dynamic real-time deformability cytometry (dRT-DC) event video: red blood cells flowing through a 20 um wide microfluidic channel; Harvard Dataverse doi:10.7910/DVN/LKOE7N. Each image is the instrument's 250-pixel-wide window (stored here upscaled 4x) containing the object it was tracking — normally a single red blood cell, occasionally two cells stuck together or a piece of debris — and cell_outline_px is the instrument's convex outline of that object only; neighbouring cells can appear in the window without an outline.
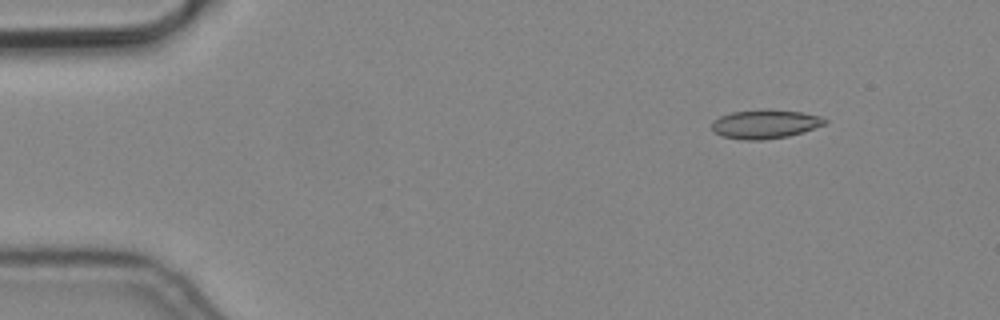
{"species": "common noctule bat (a hibernating species)", "species_latin": "Nyctalus noctula", "temperature_condition": "cold", "stored_images_in_passage": 6, "camera_frame_rate_fps": 3000, "um_per_image_px": 0.085, "animal": {"sex": "male", "body_mass_g": 19.2, "forearm_length_mm": 51.8}, "frame": {"image": 1, "passage_image": 2, "time_ms": 0.333, "image_size_px": [1000, 320], "cell_outline_px": [[828, 120], [824, 124], [788, 136], [764, 140], [744, 140], [724, 136], [716, 132], [712, 128], [712, 120], [720, 116], [732, 112], [764, 108], [768, 108], [804, 112], [820, 116]], "centroid_in_image_um": [65.02, 10.52], "position_along_channel_um": 20.0, "area_um2": 19.07}}
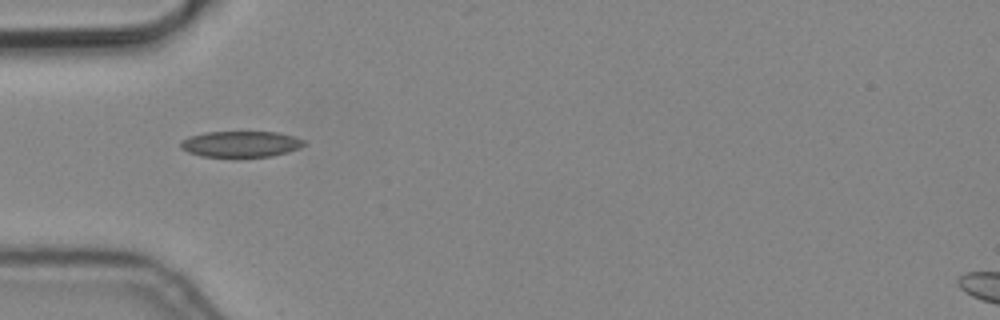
{"frame": {"image": 2, "passage_image": 5, "time_ms": 1.333, "image_size_px": [1000, 320], "cell_outline_px": [[304, 144], [300, 148], [288, 152], [272, 156], [200, 156], [188, 152], [180, 148], [180, 140], [204, 132], [276, 132], [292, 136], [304, 140]], "centroid_in_image_um": [20.44, 12.24], "position_along_channel_um": 64.6, "area_um2": 18.5}}
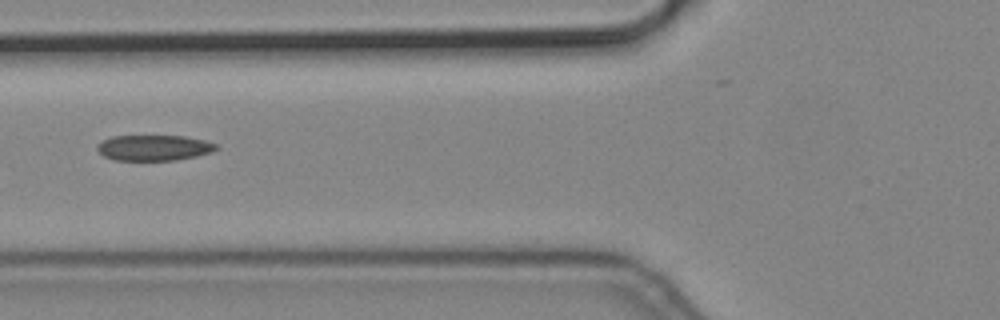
{"frame": {"image": 3, "passage_image": 6, "time_ms": 1.667, "image_size_px": [1000, 320], "cell_outline_px": [[220, 148], [212, 152], [196, 156], [176, 160], [116, 160], [104, 156], [96, 148], [96, 144], [112, 136], [184, 136], [204, 140], [216, 144]], "centroid_in_image_um": [13.1, 12.56], "position_along_channel_um": 112.7, "area_um2": 17.74}}